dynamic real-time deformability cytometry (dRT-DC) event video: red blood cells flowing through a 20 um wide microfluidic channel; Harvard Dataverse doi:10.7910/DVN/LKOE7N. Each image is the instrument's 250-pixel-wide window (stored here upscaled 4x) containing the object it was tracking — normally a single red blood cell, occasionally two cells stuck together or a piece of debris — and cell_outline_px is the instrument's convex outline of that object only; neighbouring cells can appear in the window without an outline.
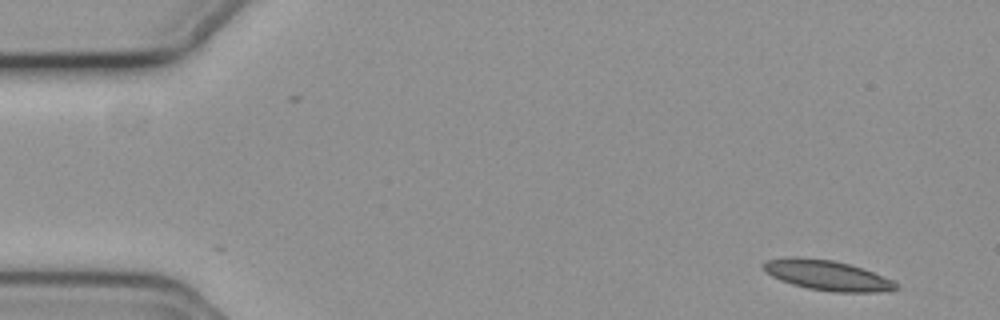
{"species": "common noctule bat (a hibernating species)", "species_latin": "Nyctalus noctula", "temperature_condition": "cold", "stored_images_in_passage": 44, "camera_frame_rate_fps": 3000, "um_per_image_px": 0.085, "animal": {"sex": "female", "body_mass_g": 19.3, "forearm_length_mm": 54.1}, "frame": {"image": 1, "passage_image": 1, "time_ms": 0.0, "image_size_px": [1000, 320], "cell_outline_px": [[900, 288], [880, 292], [832, 292], [808, 288], [792, 284], [780, 280], [764, 272], [760, 268], [760, 264], [764, 260], [784, 256], [796, 256], [832, 260], [848, 264], [896, 280]], "centroid_in_image_um": [70.24, 23.39], "position_along_channel_um": 14.8, "area_um2": 23.7}}
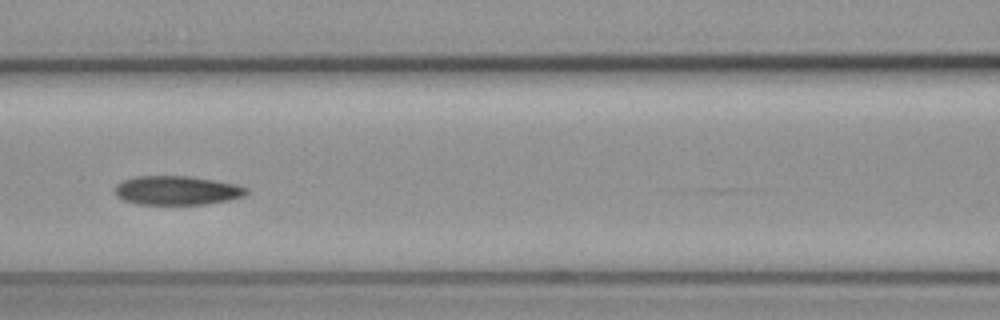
{"frame": {"image": 2, "passage_image": 22, "time_ms": 7.0, "image_size_px": [1000, 320], "cell_outline_px": [[248, 192], [244, 196], [228, 200], [204, 204], [136, 204], [124, 200], [116, 196], [116, 184], [124, 180], [136, 176], [192, 176], [240, 184], [248, 188]], "centroid_in_image_um": [15.08, 16.17], "position_along_channel_um": 151.5, "area_um2": 22.37}}
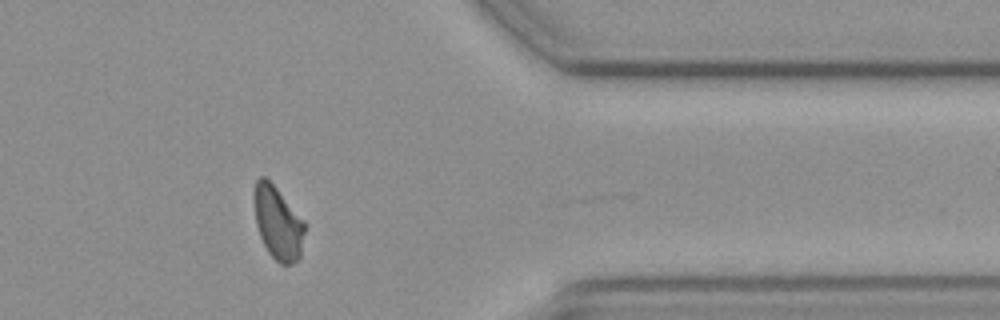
{"frame": {"image": 3, "passage_image": 43, "time_ms": 14.0, "image_size_px": [1000, 320], "cell_outline_px": [[308, 224], [300, 256], [292, 264], [280, 264], [268, 252], [260, 236], [256, 224], [252, 196], [252, 192], [256, 180], [260, 176], [264, 176], [276, 188]], "centroid_in_image_um": [23.63, 18.93], "position_along_channel_um": 387.8, "area_um2": 21.96}}